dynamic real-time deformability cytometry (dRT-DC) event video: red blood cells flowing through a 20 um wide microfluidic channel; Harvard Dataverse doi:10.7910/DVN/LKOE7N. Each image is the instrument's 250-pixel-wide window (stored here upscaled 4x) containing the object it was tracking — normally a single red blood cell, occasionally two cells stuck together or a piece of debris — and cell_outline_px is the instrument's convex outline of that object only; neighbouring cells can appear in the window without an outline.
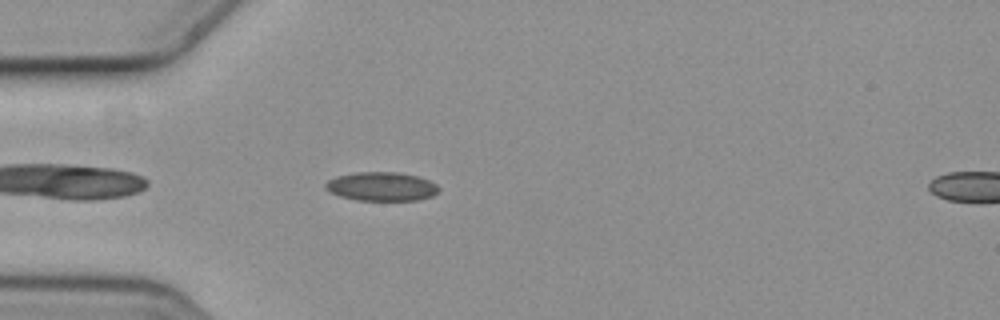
{"species": "common noctule bat (a hibernating species)", "species_latin": "Nyctalus noctula", "temperature_condition": "cold", "stored_images_in_passage": 5, "camera_frame_rate_fps": 3000, "um_per_image_px": 0.085, "animal": {"sex": "female", "body_mass_g": 19.3, "forearm_length_mm": 54.1}, "frame": {"image": 1, "passage_image": 4, "time_ms": 1.0, "image_size_px": [1000, 320], "cell_outline_px": [[440, 192], [432, 196], [416, 200], [356, 200], [340, 196], [328, 192], [324, 188], [324, 184], [328, 180], [336, 176], [356, 172], [400, 172], [416, 176], [428, 180], [436, 184], [440, 188]], "centroid_in_image_um": [32.41, 15.85], "position_along_channel_um": 52.6, "area_um2": 19.19}}